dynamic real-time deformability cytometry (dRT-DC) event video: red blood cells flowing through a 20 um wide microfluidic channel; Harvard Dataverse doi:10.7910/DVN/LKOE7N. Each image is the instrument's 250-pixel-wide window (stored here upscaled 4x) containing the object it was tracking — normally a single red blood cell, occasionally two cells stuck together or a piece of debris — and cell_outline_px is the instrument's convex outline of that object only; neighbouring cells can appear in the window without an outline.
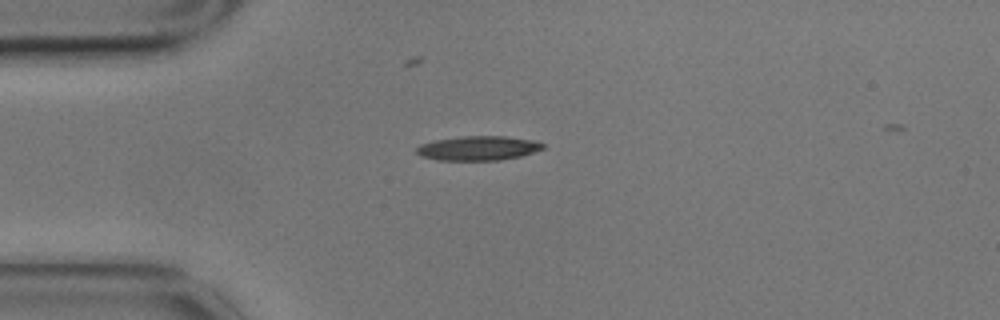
{"species": "common noctule bat (a hibernating species)", "species_latin": "Nyctalus noctula", "temperature_condition": "cold", "stored_images_in_passage": 2, "camera_frame_rate_fps": 3000, "um_per_image_px": 0.085, "animal": {"sex": "male", "body_mass_g": 17.9}, "frame": {"image": 1, "passage_image": 1, "time_ms": 0.0, "image_size_px": [1000, 320], "cell_outline_px": [[544, 148], [520, 156], [500, 160], [436, 160], [420, 156], [416, 152], [416, 148], [420, 144], [436, 140], [460, 136], [504, 136], [532, 140], [544, 144]], "centroid_in_image_um": [40.6, 12.59], "position_along_channel_um": 44.4, "area_um2": 17.86}}